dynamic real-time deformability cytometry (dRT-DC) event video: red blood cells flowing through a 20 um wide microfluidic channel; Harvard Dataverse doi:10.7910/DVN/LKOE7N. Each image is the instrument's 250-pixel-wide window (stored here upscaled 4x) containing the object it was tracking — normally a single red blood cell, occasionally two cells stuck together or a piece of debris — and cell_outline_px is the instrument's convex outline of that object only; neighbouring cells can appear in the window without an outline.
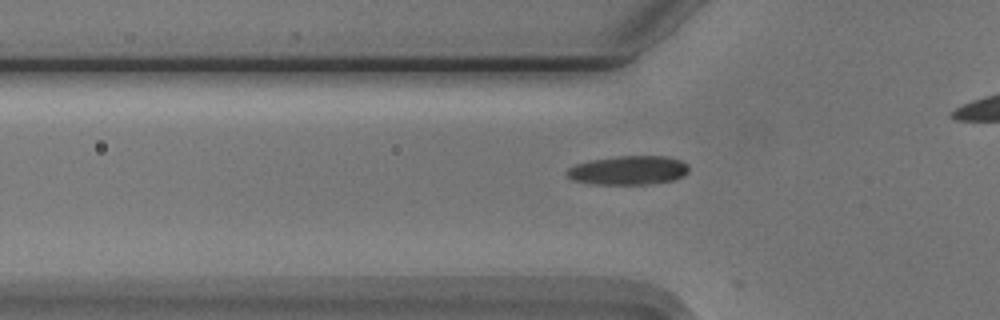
{"species": "Egyptian fruit bat (a non-hibernating species)", "species_latin": "Rousettus aegyptiacus", "temperature_condition": "cold", "stored_images_in_passage": 5, "camera_frame_rate_fps": 3000, "um_per_image_px": 0.085, "animal": {"sex": "male"}, "frame": {"image": 1, "passage_image": 3, "time_ms": 0.667, "image_size_px": [1000, 320], "cell_outline_px": [[688, 172], [684, 176], [672, 180], [648, 184], [592, 184], [572, 180], [564, 172], [568, 168], [576, 164], [592, 160], [620, 156], [664, 156], [680, 160], [688, 164]], "centroid_in_image_um": [53.4, 14.48], "position_along_channel_um": 72.4, "area_um2": 20.52}}